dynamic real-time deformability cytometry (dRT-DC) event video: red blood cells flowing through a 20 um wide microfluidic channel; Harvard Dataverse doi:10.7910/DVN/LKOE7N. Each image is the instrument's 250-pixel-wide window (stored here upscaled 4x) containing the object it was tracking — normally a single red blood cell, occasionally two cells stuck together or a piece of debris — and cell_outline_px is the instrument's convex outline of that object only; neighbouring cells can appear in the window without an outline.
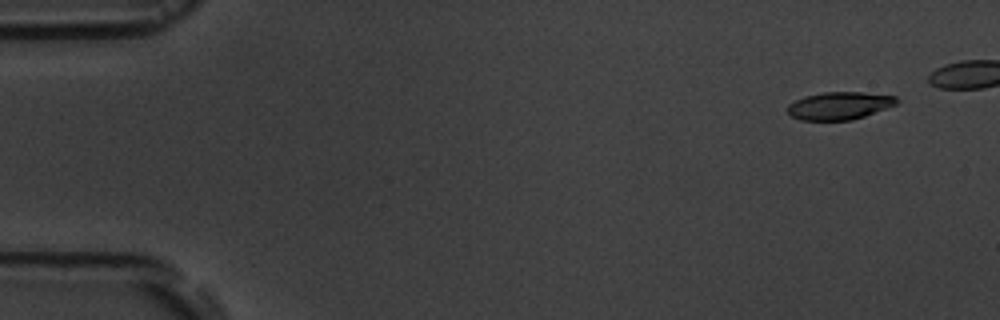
{"species": "common noctule bat (a hibernating species)", "species_latin": "Nyctalus noctula", "temperature_condition": "room temperature", "stored_images_in_passage": 5, "camera_frame_rate_fps": 3000, "um_per_image_px": 0.085, "animal": {"sex": "male", "body_mass_g": 19.5, "forearm_length_mm": 54.6}, "frame": {"image": 1, "passage_image": 1, "time_ms": 0.0, "image_size_px": [1000, 320], "cell_outline_px": [[900, 100], [896, 104], [864, 116], [852, 120], [800, 120], [792, 116], [788, 112], [788, 104], [804, 96], [824, 92], [860, 92], [896, 96]], "centroid_in_image_um": [71.34, 8.98], "position_along_channel_um": 13.7, "area_um2": 17.46}}